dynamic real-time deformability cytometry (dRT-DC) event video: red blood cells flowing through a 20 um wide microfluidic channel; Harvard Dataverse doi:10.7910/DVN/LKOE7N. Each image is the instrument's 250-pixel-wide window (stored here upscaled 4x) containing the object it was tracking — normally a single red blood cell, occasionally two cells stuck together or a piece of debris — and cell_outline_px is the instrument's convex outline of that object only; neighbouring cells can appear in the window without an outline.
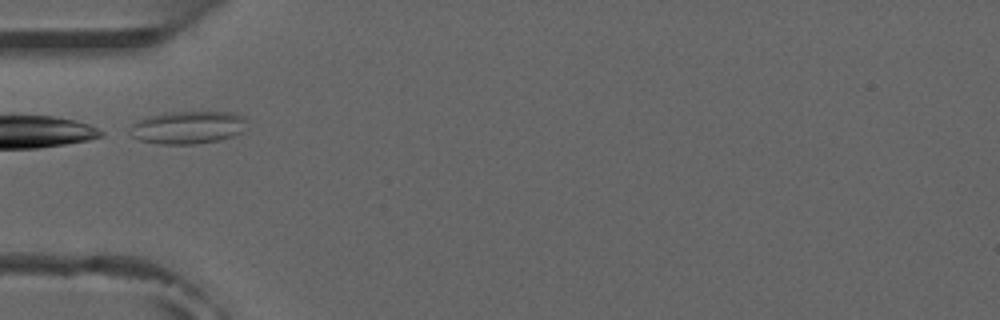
{"species": "common noctule bat (a hibernating species)", "species_latin": "Nyctalus noctula", "temperature_condition": "room temperature", "stored_images_in_passage": 7, "camera_frame_rate_fps": 3000, "um_per_image_px": 0.085, "animal": {"sex": "male", "forearm_length_mm": 52.5}, "frame": {"image": 1, "passage_image": 5, "time_ms": 4.333, "image_size_px": [1000, 320], "cell_outline_px": [[244, 120], [240, 132], [232, 136], [216, 140], [196, 144], [160, 144], [140, 140], [132, 136], [128, 128], [136, 120], [148, 116], [164, 112], [236, 112], [244, 116]], "centroid_in_image_um": [15.88, 10.82], "position_along_channel_um": 69.1, "area_um2": 22.2}}
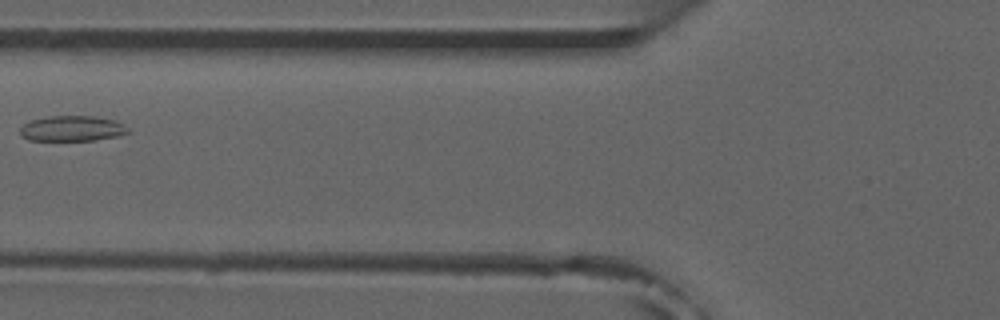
{"frame": {"image": 2, "passage_image": 6, "time_ms": 5.667, "image_size_px": [1000, 320], "cell_outline_px": [[128, 132], [120, 136], [92, 140], [28, 140], [20, 132], [20, 128], [24, 124], [32, 120], [48, 116], [92, 116], [112, 120], [124, 124], [128, 128]], "centroid_in_image_um": [6.14, 10.92], "position_along_channel_um": 119.7, "area_um2": 15.78}}
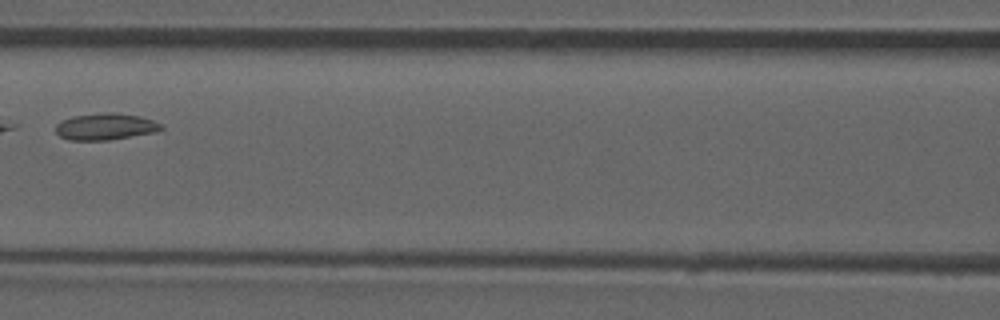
{"frame": {"image": 3, "passage_image": 7, "time_ms": 6.667, "image_size_px": [1000, 320], "cell_outline_px": [[164, 128], [156, 132], [108, 140], [68, 140], [60, 136], [56, 132], [56, 124], [60, 120], [72, 116], [100, 112], [112, 112], [140, 116], [164, 124]], "centroid_in_image_um": [8.96, 10.75], "position_along_channel_um": 157.6, "area_um2": 16.59}}